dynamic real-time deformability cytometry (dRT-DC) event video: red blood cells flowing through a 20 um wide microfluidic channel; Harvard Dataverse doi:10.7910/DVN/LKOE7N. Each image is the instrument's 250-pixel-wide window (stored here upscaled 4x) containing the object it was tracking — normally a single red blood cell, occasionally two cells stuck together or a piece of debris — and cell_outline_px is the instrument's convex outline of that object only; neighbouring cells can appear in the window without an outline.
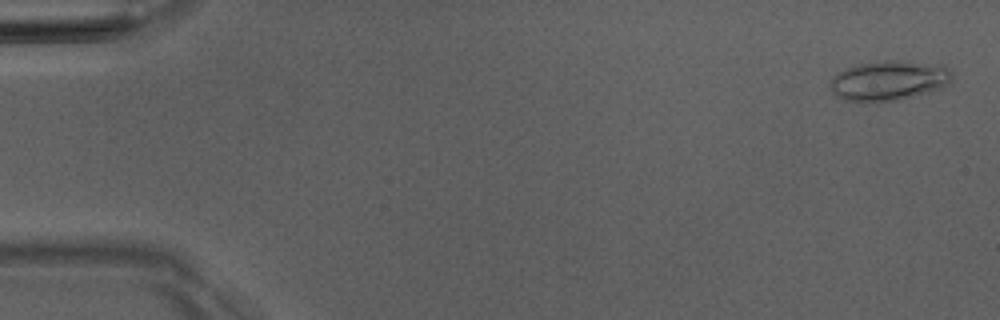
{"species": "Egyptian fruit bat (a non-hibernating species)", "species_latin": "Rousettus aegyptiacus", "temperature_condition": "room temperature", "stored_images_in_passage": 4, "camera_frame_rate_fps": 3000, "um_per_image_px": 0.085, "animal": {"sex": "male"}, "frame": {"image": 1, "passage_image": 1, "time_ms": 0.0, "image_size_px": [1000, 320], "cell_outline_px": [[952, 80], [948, 84], [928, 92], [896, 100], [844, 100], [836, 96], [832, 92], [832, 76], [856, 64], [876, 60], [908, 60], [944, 64], [952, 72]], "centroid_in_image_um": [75.61, 6.79], "position_along_channel_um": 9.4, "area_um2": 28.21}}